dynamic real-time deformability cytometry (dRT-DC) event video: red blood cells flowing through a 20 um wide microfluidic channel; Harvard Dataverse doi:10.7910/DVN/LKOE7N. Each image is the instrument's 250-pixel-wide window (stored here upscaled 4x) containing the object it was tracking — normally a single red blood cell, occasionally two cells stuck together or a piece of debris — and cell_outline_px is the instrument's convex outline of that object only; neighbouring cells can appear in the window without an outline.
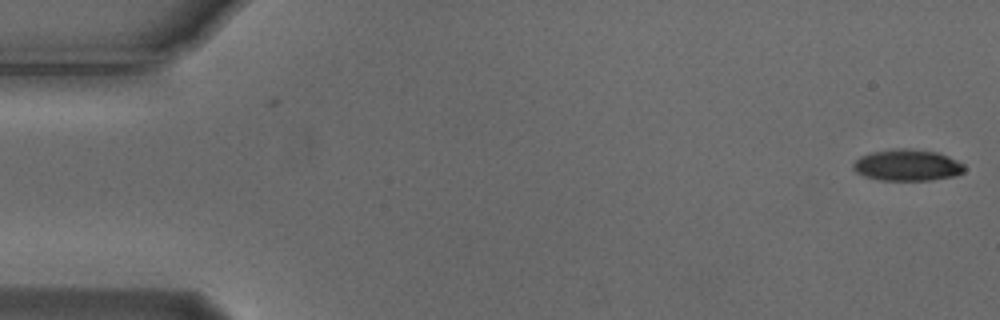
{"species": "Egyptian fruit bat (a non-hibernating species)", "species_latin": "Rousettus aegyptiacus", "temperature_condition": "cold", "stored_images_in_passage": 3, "camera_frame_rate_fps": 3000, "um_per_image_px": 0.085, "animal": {"sex": "male"}, "frame": {"image": 1, "passage_image": 3, "time_ms": 0.667, "image_size_px": [1000, 320], "cell_outline_px": [[964, 172], [956, 176], [928, 180], [880, 180], [864, 176], [856, 172], [852, 168], [852, 164], [860, 156], [872, 152], [900, 148], [908, 148], [936, 152], [948, 156], [964, 164]], "centroid_in_image_um": [77.11, 14.04], "position_along_channel_um": 7.9, "area_um2": 20.35}}